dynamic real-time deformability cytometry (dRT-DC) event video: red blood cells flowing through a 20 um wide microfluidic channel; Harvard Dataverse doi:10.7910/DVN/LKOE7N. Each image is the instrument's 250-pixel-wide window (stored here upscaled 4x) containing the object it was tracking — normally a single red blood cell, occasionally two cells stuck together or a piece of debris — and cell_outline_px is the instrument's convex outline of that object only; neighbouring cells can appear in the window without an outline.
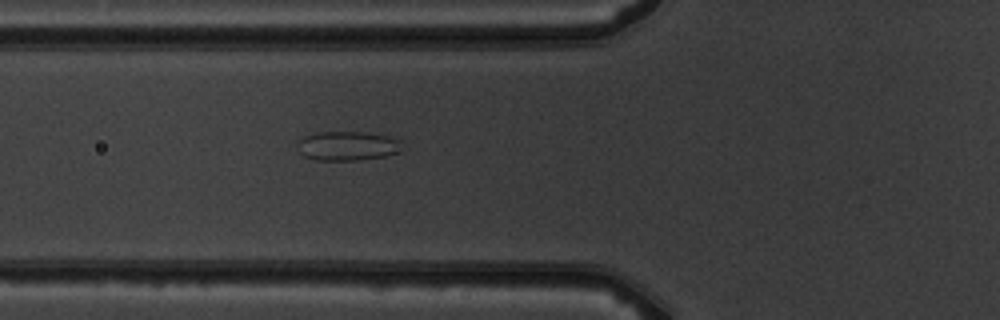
{"species": "common noctule bat (a hibernating species)", "species_latin": "Nyctalus noctula", "temperature_condition": "warm", "stored_images_in_passage": 5, "camera_frame_rate_fps": 3000, "um_per_image_px": 0.085, "animal": {"sex": "male", "body_mass_g": 19.5, "forearm_length_mm": 54.6}, "frame": {"image": 1, "passage_image": 5, "time_ms": 4.667, "image_size_px": [1000, 320], "cell_outline_px": [[404, 152], [388, 156], [356, 160], [312, 160], [304, 156], [296, 148], [296, 144], [304, 136], [316, 132], [364, 132], [388, 136], [400, 140], [404, 144]], "centroid_in_image_um": [29.59, 12.41], "position_along_channel_um": 96.2, "area_um2": 18.32}}